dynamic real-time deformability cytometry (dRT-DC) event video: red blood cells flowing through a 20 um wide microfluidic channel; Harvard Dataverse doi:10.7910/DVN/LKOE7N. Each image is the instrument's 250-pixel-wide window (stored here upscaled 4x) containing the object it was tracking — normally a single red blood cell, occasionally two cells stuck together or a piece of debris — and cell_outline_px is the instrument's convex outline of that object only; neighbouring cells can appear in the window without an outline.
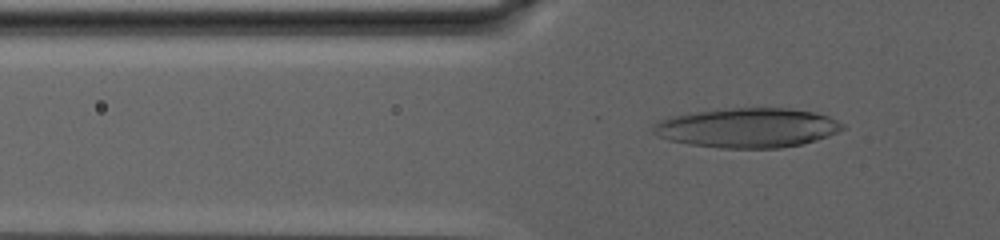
{"species": "human", "species_latin": "Homo sapiens", "temperature_condition": "warm", "stored_images_in_passage": 89, "camera_frame_rate_fps": 3000, "um_per_image_px": 0.085, "donor": {"sex": "male"}, "frame": {"image": 1, "passage_image": 34, "time_ms": 11.0, "image_size_px": [1000, 240], "cell_outline_px": [[844, 128], [828, 136], [816, 140], [800, 144], [780, 148], [720, 148], [688, 144], [668, 140], [656, 136], [652, 132], [652, 128], [660, 120], [672, 116], [688, 112], [732, 108], [788, 108], [812, 112], [828, 116], [844, 124]], "centroid_in_image_um": [63.49, 10.86], "position_along_channel_um": 62.3, "area_um2": 43.64}}
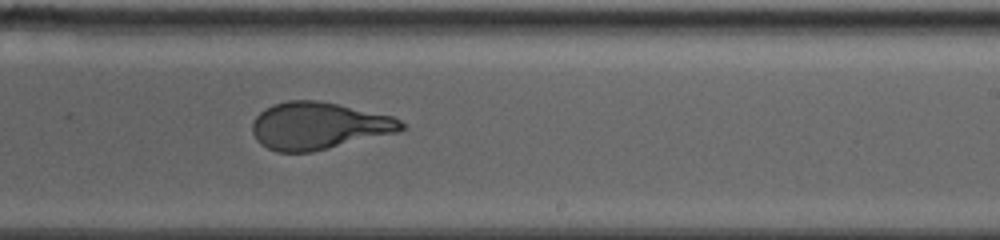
{"frame": {"image": 2, "passage_image": 60, "time_ms": 19.667, "image_size_px": [1000, 240], "cell_outline_px": [[408, 128], [400, 132], [312, 152], [276, 152], [260, 144], [256, 140], [252, 132], [252, 124], [256, 116], [264, 108], [272, 104], [288, 100], [316, 100], [336, 104], [392, 116], [400, 120]], "centroid_in_image_um": [27.08, 10.7], "position_along_channel_um": 261.9, "area_um2": 41.15}}
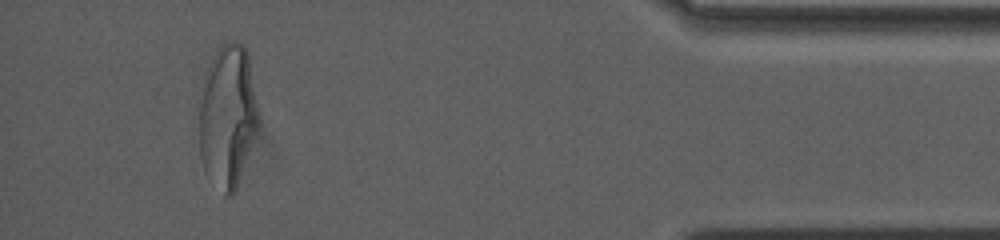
{"frame": {"image": 3, "passage_image": 84, "time_ms": 27.667, "image_size_px": [1000, 240], "cell_outline_px": [[260, 124], [236, 188], [232, 196], [224, 196], [204, 172], [200, 156], [200, 100], [204, 76], [208, 64], [216, 48], [224, 40], [236, 40], [248, 52], [260, 112]], "centroid_in_image_um": [19.37, 9.83], "position_along_channel_um": 415.8, "area_um2": 50.34}, "authors_computed_cell_mechanics": {"area_um2": 44.9106, "velocity_mm_per_s": 2.4879, "shape_relaxation_time_tau1_ms": 10.0862, "shape_relaxation_time_tau2_ms": 1.2772, "deformation_change_tau1": 0.2945, "deformation_change_tau2": 0.0876}}